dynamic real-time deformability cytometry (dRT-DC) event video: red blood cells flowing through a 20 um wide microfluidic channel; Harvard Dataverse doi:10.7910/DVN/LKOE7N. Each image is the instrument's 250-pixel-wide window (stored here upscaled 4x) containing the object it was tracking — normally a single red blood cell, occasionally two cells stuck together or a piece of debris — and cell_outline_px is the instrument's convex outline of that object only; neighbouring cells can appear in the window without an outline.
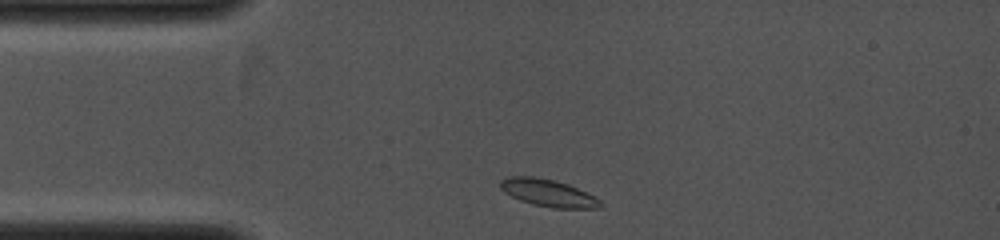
{"species": "common noctule bat (a hibernating species)", "species_latin": "Nyctalus noctula", "temperature_condition": "cold", "stored_images_in_passage": 36, "camera_frame_rate_fps": 4000, "um_per_image_px": 0.085, "animal": {"sex": "female", "body_mass_g": 19.0, "forearm_length_mm": 53.3}, "frame": {"image": 1, "passage_image": 2, "time_ms": 0.25, "image_size_px": [1000, 240], "cell_outline_px": [[604, 204], [600, 208], [552, 208], [532, 204], [520, 200], [504, 192], [500, 188], [500, 180], [508, 176], [536, 176], [556, 180], [568, 184], [600, 200]], "centroid_in_image_um": [46.56, 16.39], "position_along_channel_um": 38.4, "area_um2": 15.9}}
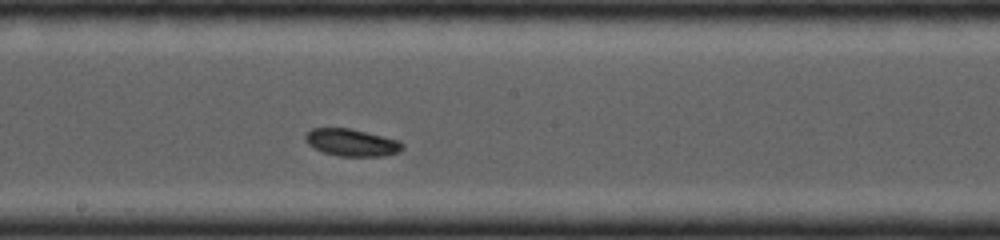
{"frame": {"image": 2, "passage_image": 22, "time_ms": 4.5, "image_size_px": [1000, 240], "cell_outline_px": [[404, 148], [400, 152], [384, 156], [340, 156], [324, 152], [312, 148], [304, 140], [304, 136], [312, 128], [348, 128], [400, 140], [404, 144]], "centroid_in_image_um": [29.9, 12.12], "position_along_channel_um": 218.3, "area_um2": 15.49}}
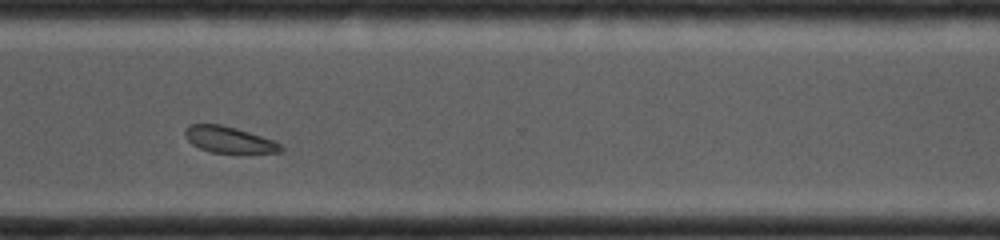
{"frame": {"image": 3, "passage_image": 35, "time_ms": 7.25, "image_size_px": [1000, 240], "cell_outline_px": [[284, 148], [280, 152], [212, 152], [200, 148], [192, 144], [184, 136], [184, 128], [192, 124], [220, 124], [236, 128], [276, 140]], "centroid_in_image_um": [19.46, 11.85], "position_along_channel_um": 351.1, "area_um2": 14.57}}